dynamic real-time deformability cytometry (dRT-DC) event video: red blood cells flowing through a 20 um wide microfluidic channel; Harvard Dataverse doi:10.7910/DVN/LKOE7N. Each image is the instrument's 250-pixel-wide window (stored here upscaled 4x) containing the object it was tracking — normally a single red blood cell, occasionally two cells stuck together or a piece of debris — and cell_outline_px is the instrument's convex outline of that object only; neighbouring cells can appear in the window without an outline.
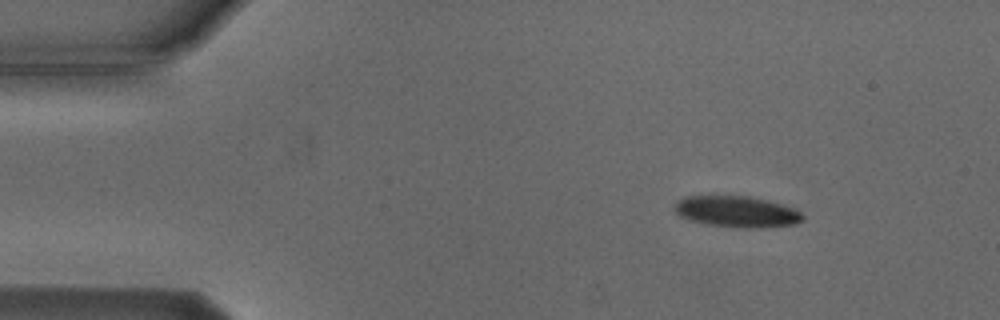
{"species": "Egyptian fruit bat (a non-hibernating species)", "species_latin": "Rousettus aegyptiacus", "temperature_condition": "cold", "stored_images_in_passage": 4, "camera_frame_rate_fps": 3000, "um_per_image_px": 0.085, "animal": {"sex": "male"}, "frame": {"image": 1, "passage_image": 1, "time_ms": 0.0, "image_size_px": [1000, 320], "cell_outline_px": [[804, 220], [792, 224], [760, 228], [736, 228], [708, 224], [688, 220], [680, 216], [672, 208], [676, 200], [684, 196], [748, 196], [768, 200], [796, 208], [804, 216]], "centroid_in_image_um": [62.6, 17.99], "position_along_channel_um": 22.4, "area_um2": 23.58}}
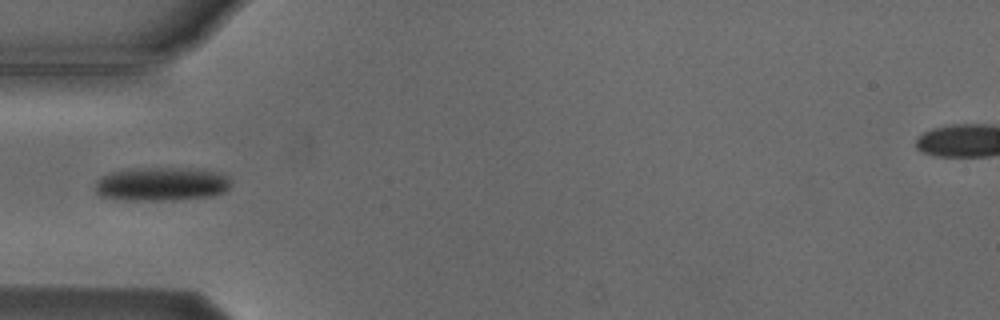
{"frame": {"image": 2, "passage_image": 4, "time_ms": 3.333, "image_size_px": [1000, 320], "cell_outline_px": [[232, 184], [224, 192], [212, 196], [172, 200], [128, 200], [100, 196], [96, 192], [96, 180], [100, 176], [108, 172], [128, 168], [204, 168], [220, 172], [228, 176]], "centroid_in_image_um": [13.75, 15.62], "position_along_channel_um": 71.3, "area_um2": 27.22}}